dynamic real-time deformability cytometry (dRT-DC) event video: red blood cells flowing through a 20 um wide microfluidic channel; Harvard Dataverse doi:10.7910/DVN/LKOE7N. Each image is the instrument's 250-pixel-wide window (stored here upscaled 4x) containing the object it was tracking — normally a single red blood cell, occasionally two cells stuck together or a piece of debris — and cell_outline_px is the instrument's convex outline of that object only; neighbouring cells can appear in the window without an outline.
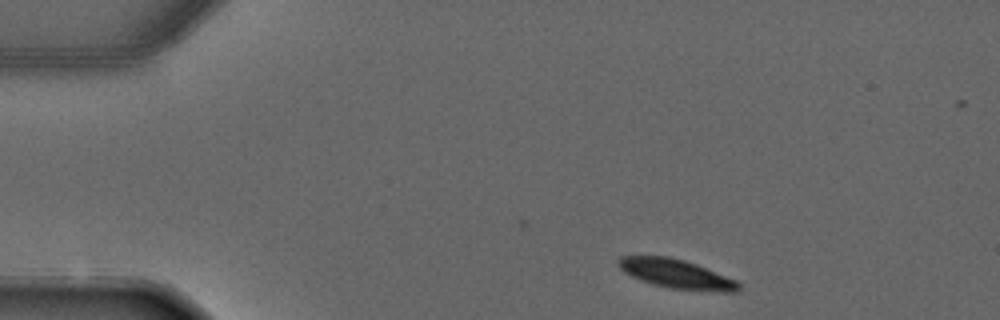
{"species": "common noctule bat (a hibernating species)", "species_latin": "Nyctalus noctula", "temperature_condition": "warm", "stored_images_in_passage": 3, "camera_frame_rate_fps": 3000, "um_per_image_px": 0.085, "animal": {"sex": "male", "forearm_length_mm": 52.5}, "frame": {"image": 1, "passage_image": 1, "time_ms": 0.0, "image_size_px": [1000, 320], "cell_outline_px": [[744, 288], [740, 292], [724, 292], [668, 288], [652, 284], [640, 280], [624, 272], [616, 264], [616, 260], [620, 256], [668, 256], [684, 260], [696, 264], [736, 280]], "centroid_in_image_um": [57.5, 23.29], "position_along_channel_um": 27.5, "area_um2": 20.58}}
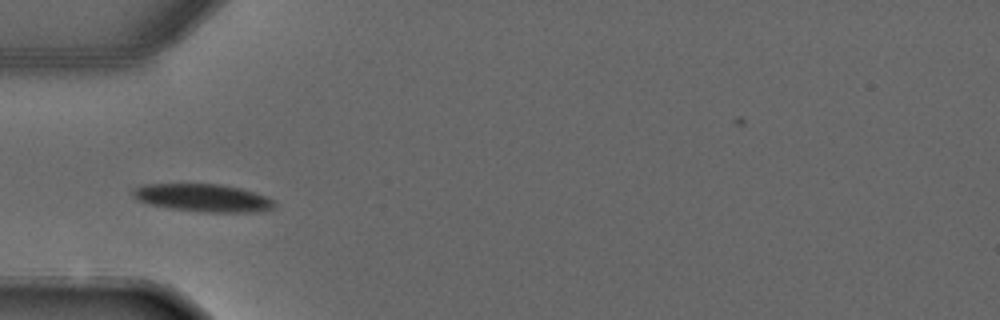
{"frame": {"image": 2, "passage_image": 3, "time_ms": 2.333, "image_size_px": [1000, 320], "cell_outline_px": [[276, 204], [272, 208], [260, 212], [208, 212], [172, 208], [148, 204], [136, 200], [132, 196], [132, 188], [144, 184], [220, 184], [240, 188], [264, 196], [272, 200]], "centroid_in_image_um": [17.2, 16.81], "position_along_channel_um": 67.8, "area_um2": 22.77}}